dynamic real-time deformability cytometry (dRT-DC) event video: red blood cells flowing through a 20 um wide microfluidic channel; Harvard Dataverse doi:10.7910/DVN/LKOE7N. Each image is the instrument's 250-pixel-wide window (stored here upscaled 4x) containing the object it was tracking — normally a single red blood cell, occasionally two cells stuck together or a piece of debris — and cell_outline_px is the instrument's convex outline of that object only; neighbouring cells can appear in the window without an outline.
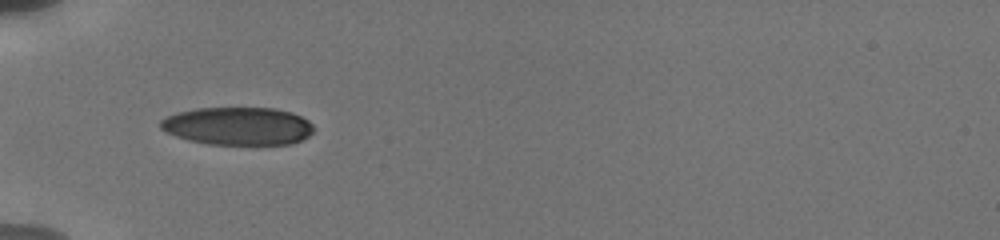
{"species": "human", "species_latin": "Homo sapiens", "temperature_condition": "cold", "stored_images_in_passage": 37, "camera_frame_rate_fps": 3000, "um_per_image_px": 0.085, "donor": {"sex": "male"}, "frame": {"image": 1, "passage_image": 1, "time_ms": 0.0, "image_size_px": [1000, 240], "cell_outline_px": [[312, 132], [308, 136], [292, 144], [208, 144], [188, 140], [176, 136], [160, 128], [160, 120], [176, 112], [196, 108], [276, 108], [292, 112], [308, 120], [312, 124]], "centroid_in_image_um": [20.21, 10.71], "position_along_channel_um": 64.8, "area_um2": 33.81}}
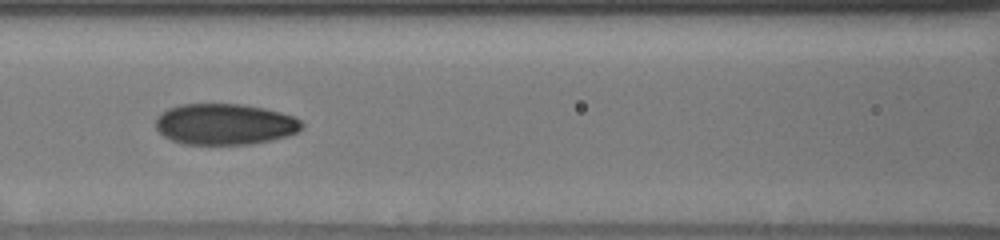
{"frame": {"image": 2, "passage_image": 7, "time_ms": 2.333, "image_size_px": [1000, 240], "cell_outline_px": [[304, 124], [296, 132], [272, 140], [252, 144], [184, 144], [172, 140], [164, 136], [156, 128], [156, 116], [160, 112], [168, 108], [180, 104], [244, 104], [264, 108], [280, 112], [292, 116], [300, 120]], "centroid_in_image_um": [19.07, 10.55], "position_along_channel_um": 147.5, "area_um2": 34.97}}
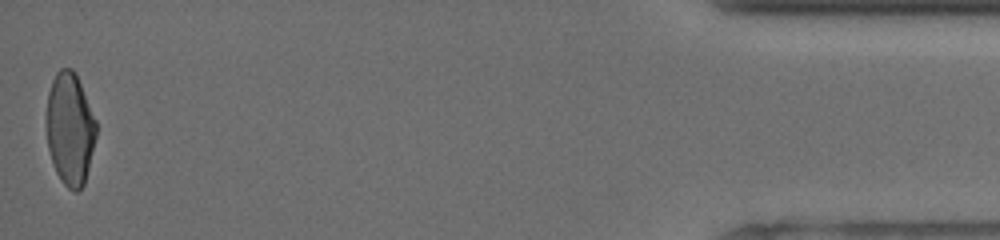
{"frame": {"image": 3, "passage_image": 37, "time_ms": 11.667, "image_size_px": [1000, 240], "cell_outline_px": [[96, 136], [84, 184], [76, 192], [72, 192], [60, 180], [56, 172], [48, 148], [48, 92], [52, 80], [56, 72], [60, 68], [72, 68], [76, 72], [96, 120]], "centroid_in_image_um": [5.96, 10.93], "position_along_channel_um": 429.2, "area_um2": 32.25}, "authors_computed_cell_mechanics": {"area_um2": 33.9864, "velocity_mm_per_s": 3.8436, "shape_relaxation_time_tau1_ms": 4.4306, "shape_relaxation_time_tau2_ms": 1.3945, "deformation_change_tau1": 0.1647, "deformation_change_tau2": 0.0527}}